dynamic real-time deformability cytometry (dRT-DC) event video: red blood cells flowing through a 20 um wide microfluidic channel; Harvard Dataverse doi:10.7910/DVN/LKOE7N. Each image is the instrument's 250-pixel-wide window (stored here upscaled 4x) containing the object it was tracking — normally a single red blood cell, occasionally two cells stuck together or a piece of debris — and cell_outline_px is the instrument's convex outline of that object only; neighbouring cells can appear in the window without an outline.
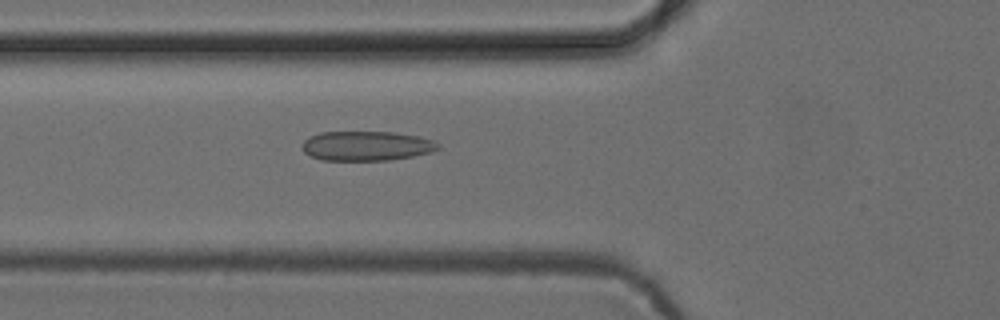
{"species": "common noctule bat (a hibernating species)", "species_latin": "Nyctalus noctula", "temperature_condition": "cold", "stored_images_in_passage": 52, "camera_frame_rate_fps": 3000, "um_per_image_px": 0.085, "animal": {"sex": "female", "body_mass_g": 24.6, "forearm_length_mm": 56.2}, "frame": {"image": 1, "passage_image": 19, "time_ms": 6.0, "image_size_px": [1000, 320], "cell_outline_px": [[440, 148], [432, 152], [412, 156], [388, 160], [320, 160], [304, 152], [300, 144], [308, 136], [320, 132], [392, 132], [420, 136], [432, 140], [440, 144]], "centroid_in_image_um": [31.13, 12.39], "position_along_channel_um": 94.7, "area_um2": 23.58}}
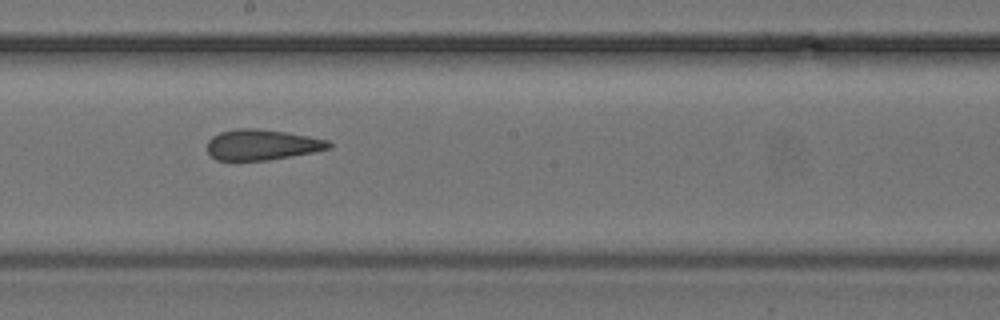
{"frame": {"image": 2, "passage_image": 29, "time_ms": 9.333, "image_size_px": [1000, 320], "cell_outline_px": [[332, 148], [312, 152], [268, 160], [216, 160], [208, 152], [208, 140], [212, 136], [220, 132], [236, 128], [256, 128], [284, 132], [308, 136], [328, 140], [332, 144]], "centroid_in_image_um": [22.26, 12.29], "position_along_channel_um": 225.9, "area_um2": 21.56}}
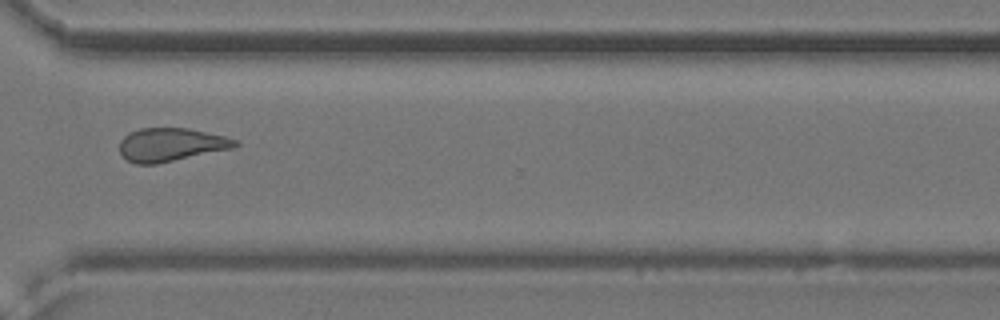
{"frame": {"image": 3, "passage_image": 39, "time_ms": 12.667, "image_size_px": [1000, 320], "cell_outline_px": [[240, 144], [236, 148], [156, 164], [136, 164], [128, 160], [120, 152], [120, 140], [128, 132], [140, 128], [188, 128], [224, 136], [236, 140]], "centroid_in_image_um": [14.55, 12.29], "position_along_channel_um": 356.1, "area_um2": 22.54}, "authors_computed_cell_mechanics": {"area_um2": 23.12, "velocity_mm_per_s": 3.9212, "shape_relaxation_time_tau1_ms": null, "shape_relaxation_time_tau2_ms": 3.0854, "deformation_change_tau1": null, "deformation_change_tau2": 0.1206}}